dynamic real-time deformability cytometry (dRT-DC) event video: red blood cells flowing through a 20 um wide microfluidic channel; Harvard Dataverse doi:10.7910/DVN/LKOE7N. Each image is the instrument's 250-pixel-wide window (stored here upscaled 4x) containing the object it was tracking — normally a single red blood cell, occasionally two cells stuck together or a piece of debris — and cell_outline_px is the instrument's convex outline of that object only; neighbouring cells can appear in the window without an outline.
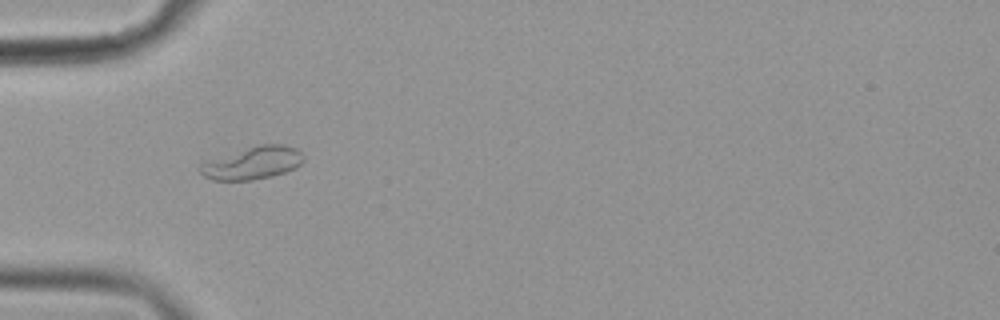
{"species": "common noctule bat (a hibernating species)", "species_latin": "Nyctalus noctula", "temperature_condition": "cold", "stored_images_in_passage": 55, "camera_frame_rate_fps": 3000, "um_per_image_px": 0.085, "animal": {"sex": "female", "body_mass_g": 19.9}, "frame": {"image": 1, "passage_image": 17, "time_ms": 5.333, "image_size_px": [1000, 320], "cell_outline_px": [[304, 160], [296, 168], [272, 176], [252, 180], [212, 180], [204, 176], [196, 168], [200, 160], [260, 144], [284, 144], [296, 148], [304, 156]], "centroid_in_image_um": [21.38, 13.84], "position_along_channel_um": 63.6, "area_um2": 20.23}}
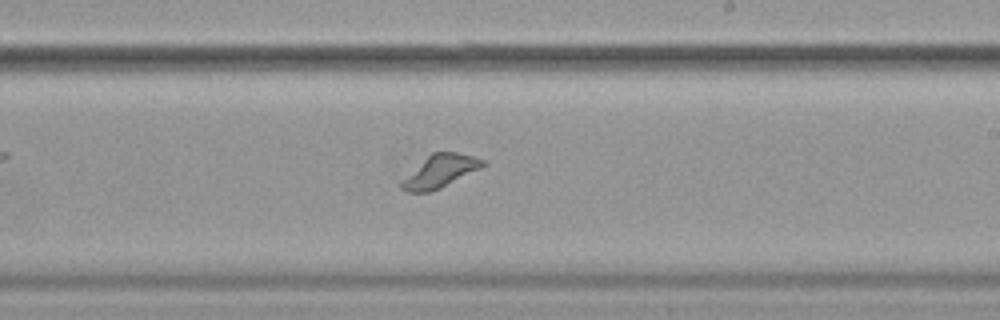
{"frame": {"image": 2, "passage_image": 33, "time_ms": 10.667, "image_size_px": [1000, 320], "cell_outline_px": [[484, 164], [480, 168], [440, 188], [428, 192], [408, 192], [400, 188], [396, 184], [400, 180], [432, 152], [456, 152], [472, 156], [484, 160]], "centroid_in_image_um": [37.32, 14.57], "position_along_channel_um": 251.7, "area_um2": 15.32}}
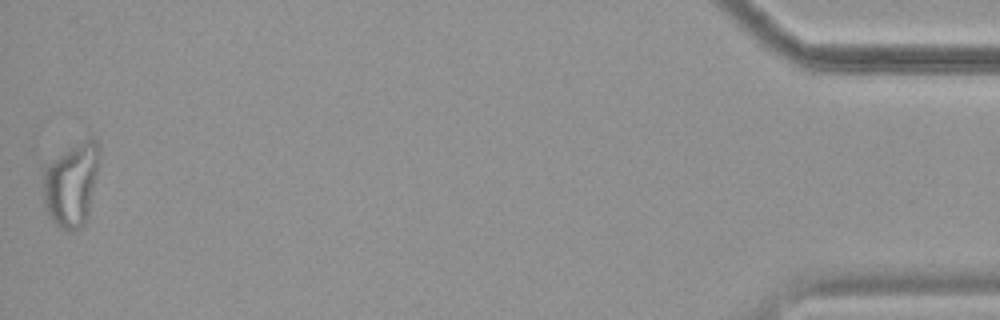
{"frame": {"image": 3, "passage_image": 55, "time_ms": 18.0, "image_size_px": [1000, 320], "cell_outline_px": [[100, 156], [96, 176], [88, 212], [84, 224], [80, 228], [72, 232], [60, 228], [52, 220], [48, 212], [44, 200], [44, 164], [92, 136], [100, 140]], "centroid_in_image_um": [6.09, 15.65], "position_along_channel_um": 429.1, "area_um2": 27.22}}